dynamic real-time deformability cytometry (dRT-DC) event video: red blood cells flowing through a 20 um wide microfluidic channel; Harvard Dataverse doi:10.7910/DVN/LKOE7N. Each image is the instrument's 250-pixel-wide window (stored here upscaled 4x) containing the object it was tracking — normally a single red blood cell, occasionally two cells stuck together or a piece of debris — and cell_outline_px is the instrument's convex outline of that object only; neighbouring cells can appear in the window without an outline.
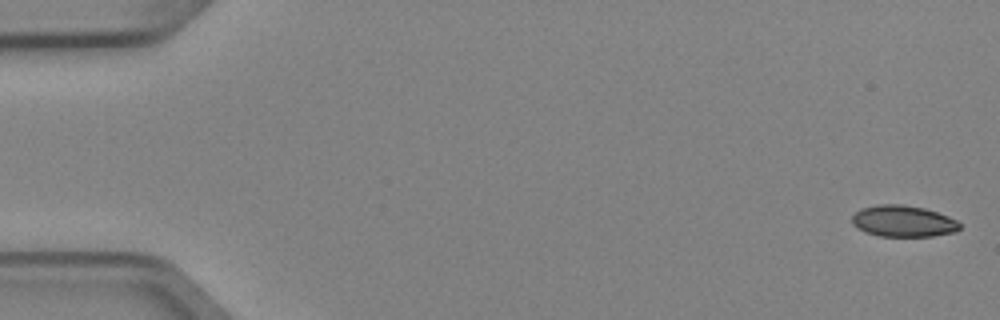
{"species": "Egyptian fruit bat (a non-hibernating species)", "species_latin": "Rousettus aegyptiacus", "temperature_condition": "cold", "stored_images_in_passage": 5, "camera_frame_rate_fps": 3000, "um_per_image_px": 0.085, "animal": {"sex": "female"}, "frame": {"image": 1, "passage_image": 1, "time_ms": 0.0, "image_size_px": [1000, 320], "cell_outline_px": [[960, 228], [956, 232], [932, 236], [880, 236], [864, 232], [856, 228], [852, 224], [852, 216], [860, 208], [876, 204], [900, 204], [924, 208], [948, 216], [956, 220], [960, 224]], "centroid_in_image_um": [76.74, 18.8], "position_along_channel_um": 8.3, "area_um2": 19.83}}